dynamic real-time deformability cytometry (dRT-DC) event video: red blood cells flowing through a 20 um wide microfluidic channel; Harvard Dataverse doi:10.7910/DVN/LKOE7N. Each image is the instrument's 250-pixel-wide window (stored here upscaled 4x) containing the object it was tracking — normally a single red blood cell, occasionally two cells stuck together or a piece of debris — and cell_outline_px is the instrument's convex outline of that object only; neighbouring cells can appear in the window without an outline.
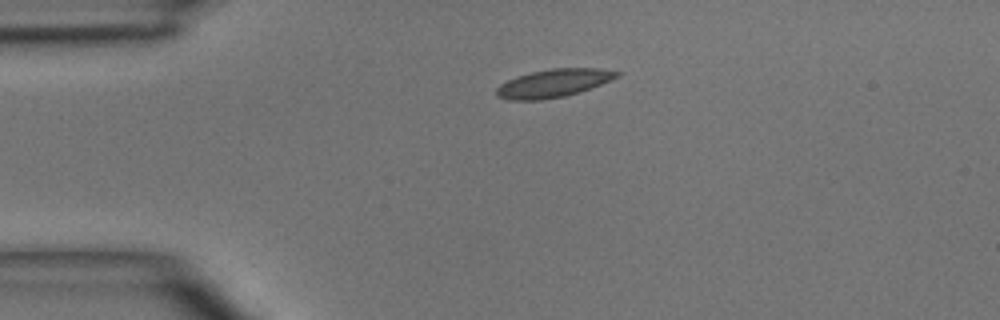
{"species": "common noctule bat (a hibernating species)", "species_latin": "Nyctalus noctula", "temperature_condition": "room temperature", "stored_images_in_passage": 2, "camera_frame_rate_fps": 3000, "um_per_image_px": 0.085, "animal": {"sex": "male", "body_mass_g": 15.6}, "frame": {"image": 1, "passage_image": 1, "time_ms": 0.0, "image_size_px": [1000, 320], "cell_outline_px": [[620, 76], [580, 92], [564, 96], [540, 100], [508, 100], [496, 96], [496, 88], [500, 84], [516, 76], [532, 72], [552, 68], [600, 68], [620, 72]], "centroid_in_image_um": [47.03, 7.07], "position_along_channel_um": 38.0, "area_um2": 19.65}}